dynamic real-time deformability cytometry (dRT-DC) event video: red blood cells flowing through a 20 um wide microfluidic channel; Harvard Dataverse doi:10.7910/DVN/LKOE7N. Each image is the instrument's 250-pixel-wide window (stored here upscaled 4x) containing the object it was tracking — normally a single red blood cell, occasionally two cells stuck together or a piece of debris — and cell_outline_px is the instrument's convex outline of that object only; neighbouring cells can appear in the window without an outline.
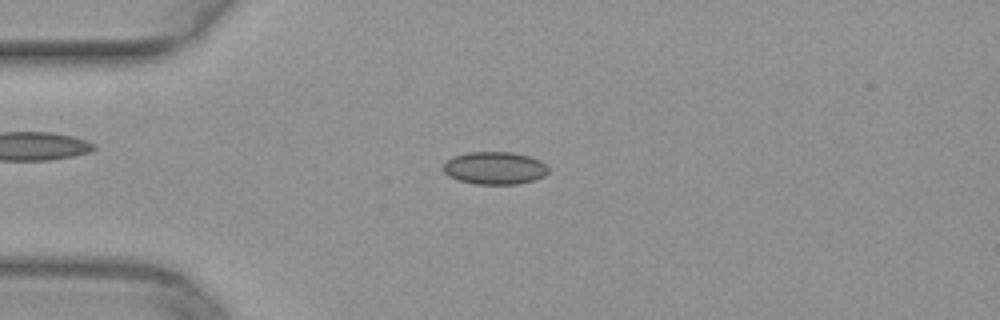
{"species": "common noctule bat (a hibernating species)", "species_latin": "Nyctalus noctula", "temperature_condition": "warm", "stored_images_in_passage": 49, "camera_frame_rate_fps": 3000, "um_per_image_px": 0.085, "animal": {"sex": "female", "body_mass_g": 29.2, "forearm_length_mm": 56.3}, "frame": {"image": 1, "passage_image": 12, "time_ms": 3.667, "image_size_px": [1000, 320], "cell_outline_px": [[548, 172], [544, 176], [532, 180], [516, 184], [472, 184], [456, 180], [448, 176], [440, 168], [452, 156], [468, 152], [512, 152], [528, 156], [540, 160], [548, 168]], "centroid_in_image_um": [41.99, 14.29], "position_along_channel_um": 43.0, "area_um2": 20.11}}
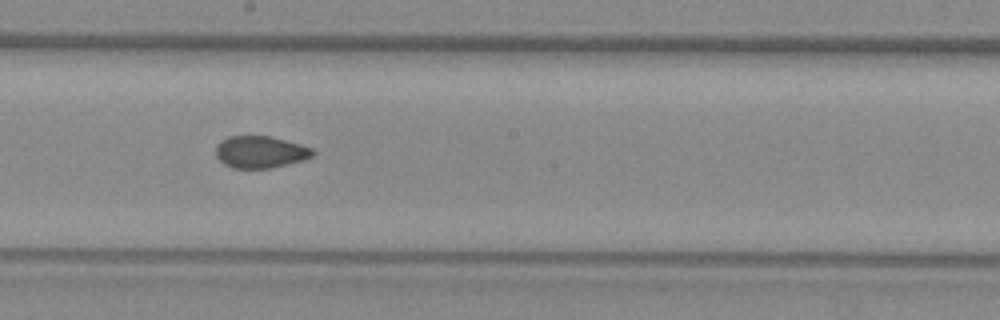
{"frame": {"image": 2, "passage_image": 27, "time_ms": 8.667, "image_size_px": [1000, 320], "cell_outline_px": [[316, 152], [312, 156], [304, 160], [272, 168], [232, 168], [224, 164], [216, 156], [216, 144], [220, 140], [228, 136], [268, 136], [300, 144], [312, 148]], "centroid_in_image_um": [22.11, 12.92], "position_along_channel_um": 226.1, "area_um2": 18.15}}
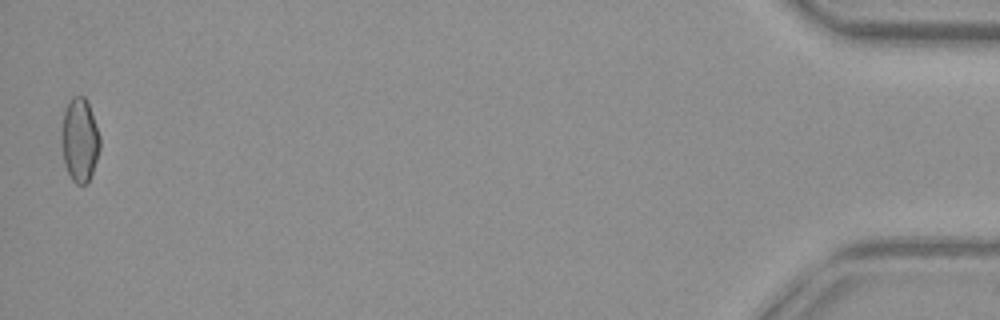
{"frame": {"image": 3, "passage_image": 49, "time_ms": 16.0, "image_size_px": [1000, 320], "cell_outline_px": [[100, 148], [88, 184], [76, 184], [72, 180], [64, 164], [60, 144], [60, 136], [64, 112], [68, 100], [72, 96], [84, 96], [88, 104], [100, 136]], "centroid_in_image_um": [6.74, 11.91], "position_along_channel_um": 428.5, "area_um2": 18.9}}